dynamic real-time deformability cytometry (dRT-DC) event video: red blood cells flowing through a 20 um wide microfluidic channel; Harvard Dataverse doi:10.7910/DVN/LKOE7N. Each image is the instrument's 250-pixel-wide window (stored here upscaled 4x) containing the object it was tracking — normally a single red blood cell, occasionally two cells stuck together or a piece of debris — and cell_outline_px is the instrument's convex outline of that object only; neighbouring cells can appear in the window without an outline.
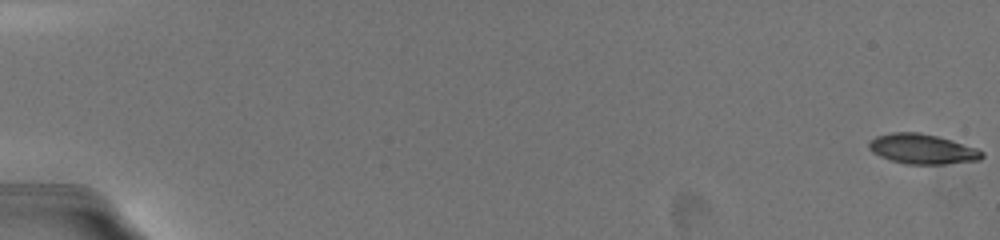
{"species": "common noctule bat (a hibernating species)", "species_latin": "Nyctalus noctula", "temperature_condition": "warm", "stored_images_in_passage": 53, "camera_frame_rate_fps": 3000, "um_per_image_px": 0.085, "animal": {"sex": "female", "body_mass_g": 19.5, "forearm_length_mm": 54.1}, "frame": {"image": 1, "passage_image": 1, "time_ms": 0.0, "image_size_px": [1000, 240], "cell_outline_px": [[984, 156], [980, 160], [944, 164], [904, 164], [880, 156], [872, 152], [868, 148], [868, 140], [876, 136], [892, 132], [916, 132], [936, 136], [976, 148], [984, 152]], "centroid_in_image_um": [78.36, 12.67], "position_along_channel_um": 6.6, "area_um2": 19.65}}
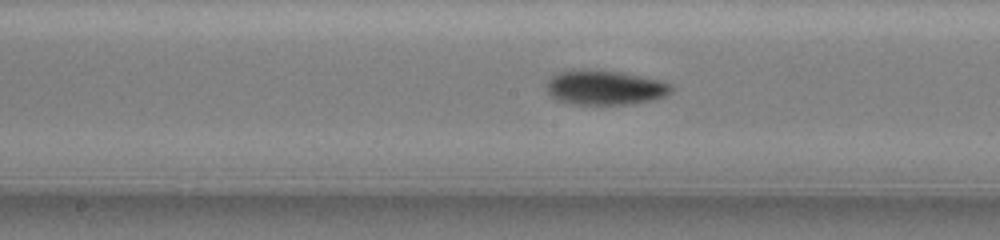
{"frame": {"image": 2, "passage_image": 30, "time_ms": 10.667, "image_size_px": [1000, 240], "cell_outline_px": [[672, 92], [664, 96], [652, 100], [632, 104], [572, 104], [556, 100], [548, 92], [548, 80], [552, 76], [560, 72], [572, 68], [620, 72], [660, 80], [672, 84]], "centroid_in_image_um": [51.42, 7.44], "position_along_channel_um": 196.8, "area_um2": 25.14}}
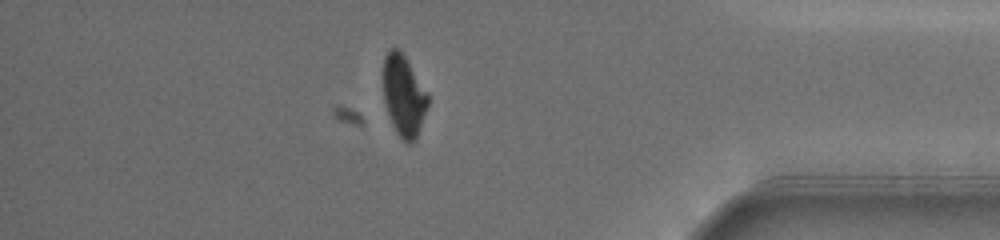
{"frame": {"image": 3, "passage_image": 46, "time_ms": 17.0, "image_size_px": [1000, 240], "cell_outline_px": [[428, 104], [416, 140], [412, 144], [408, 144], [396, 132], [392, 124], [384, 100], [384, 56], [392, 48], [396, 48], [404, 56], [428, 92]], "centroid_in_image_um": [34.33, 8.17], "position_along_channel_um": 400.9, "area_um2": 20.75}, "authors_computed_cell_mechanics": {"area_um2": 21.3282, "velocity_mm_per_s": 3.6558, "shape_relaxation_time_tau1_ms": 3.0659, "shape_relaxation_time_tau2_ms": 2.1046, "deformation_change_tau1": 0.1461, "deformation_change_tau2": 0.054}}